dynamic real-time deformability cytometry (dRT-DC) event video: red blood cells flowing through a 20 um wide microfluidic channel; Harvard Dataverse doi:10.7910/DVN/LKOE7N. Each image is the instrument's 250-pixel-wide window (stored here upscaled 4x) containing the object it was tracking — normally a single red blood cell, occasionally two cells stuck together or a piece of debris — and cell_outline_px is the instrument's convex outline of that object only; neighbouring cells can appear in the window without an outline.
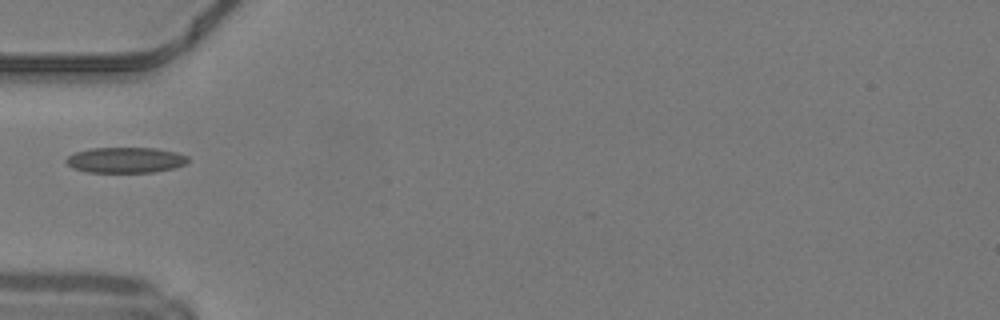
{"species": "common noctule bat (a hibernating species)", "species_latin": "Nyctalus noctula", "temperature_condition": "warm", "stored_images_in_passage": 30, "camera_frame_rate_fps": 3000, "um_per_image_px": 0.085, "animal": {"sex": "male", "body_mass_g": 19.2, "forearm_length_mm": 51.8}, "frame": {"image": 1, "passage_image": 1, "time_ms": 0.0, "image_size_px": [1000, 320], "cell_outline_px": [[188, 160], [184, 164], [176, 168], [152, 172], [88, 172], [72, 168], [64, 160], [68, 156], [76, 152], [92, 148], [156, 148], [176, 152], [188, 156]], "centroid_in_image_um": [10.67, 13.6], "position_along_channel_um": 74.3, "area_um2": 18.15}}
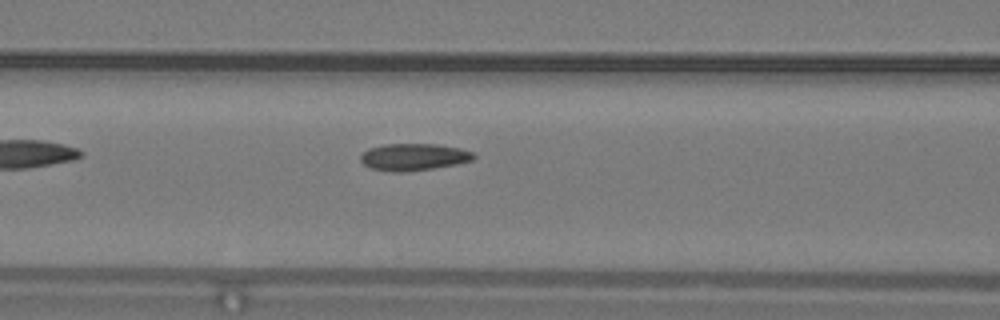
{"frame": {"image": 2, "passage_image": 5, "time_ms": 1.333, "image_size_px": [1000, 320], "cell_outline_px": [[476, 156], [472, 160], [456, 164], [432, 168], [400, 172], [392, 172], [372, 168], [364, 164], [360, 160], [360, 156], [368, 148], [384, 144], [436, 144], [460, 148], [472, 152]], "centroid_in_image_um": [35.15, 13.33], "position_along_channel_um": 131.5, "area_um2": 17.63}}